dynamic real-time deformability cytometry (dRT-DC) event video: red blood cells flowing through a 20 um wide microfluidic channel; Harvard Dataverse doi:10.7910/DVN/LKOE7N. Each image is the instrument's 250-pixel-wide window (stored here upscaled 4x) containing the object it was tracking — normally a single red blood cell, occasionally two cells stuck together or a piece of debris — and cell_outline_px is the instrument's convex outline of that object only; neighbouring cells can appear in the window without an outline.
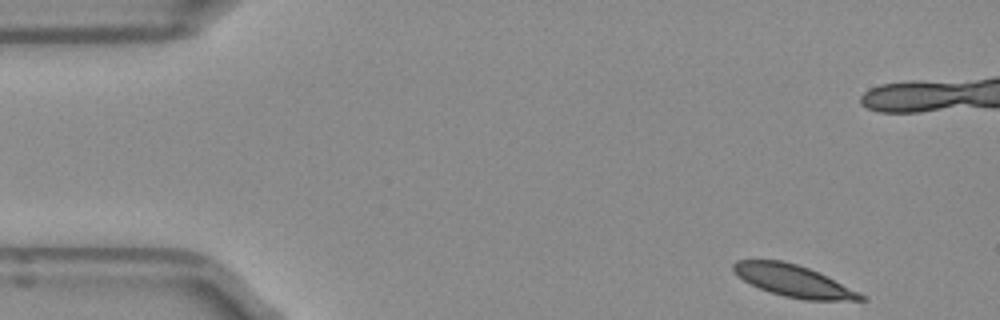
{"species": "Egyptian fruit bat (a non-hibernating species)", "species_latin": "Rousettus aegyptiacus", "temperature_condition": "room temperature", "stored_images_in_passage": 49, "camera_frame_rate_fps": 3000, "um_per_image_px": 0.085, "frame": {"image": 1, "passage_image": 1, "time_ms": 0.0, "image_size_px": [1000, 320], "cell_outline_px": [[868, 300], [804, 300], [784, 296], [760, 288], [736, 276], [732, 268], [732, 264], [736, 260], [780, 260], [796, 264], [820, 272], [828, 276], [864, 296]], "centroid_in_image_um": [67.41, 23.86], "position_along_channel_um": 17.6, "area_um2": 23.35}}
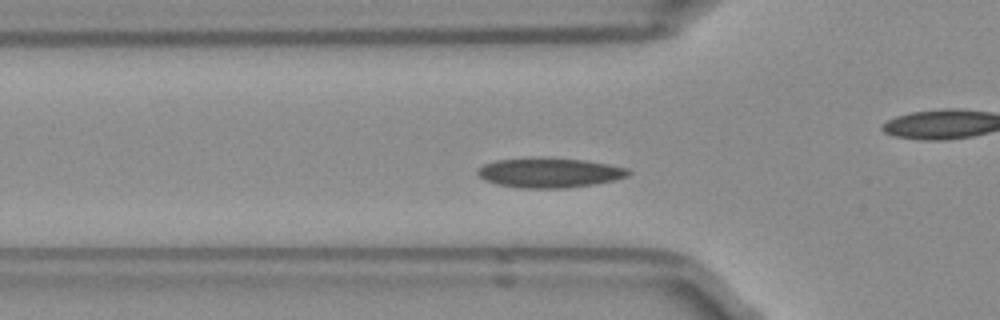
{"frame": {"image": 2, "passage_image": 13, "time_ms": 4.0, "image_size_px": [1000, 320], "cell_outline_px": [[632, 172], [628, 176], [616, 180], [596, 184], [564, 188], [520, 188], [496, 184], [484, 180], [476, 172], [484, 164], [496, 160], [584, 160], [608, 164], [628, 168]], "centroid_in_image_um": [46.77, 14.73], "position_along_channel_um": 79.0, "area_um2": 25.26}}
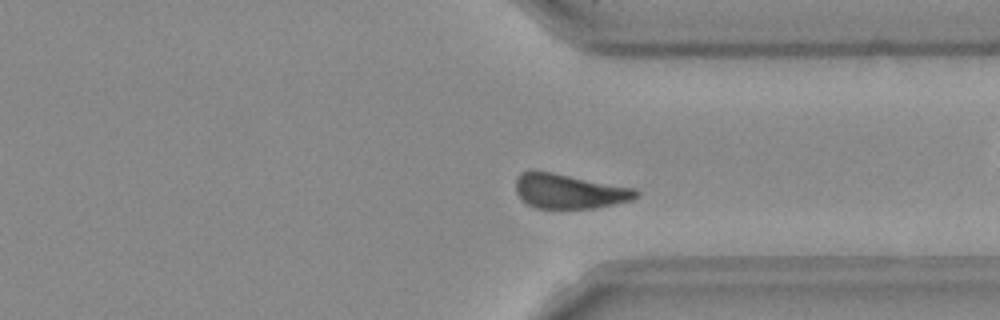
{"frame": {"image": 3, "passage_image": 35, "time_ms": 11.333, "image_size_px": [1000, 320], "cell_outline_px": [[640, 196], [632, 200], [592, 208], [536, 208], [528, 204], [516, 192], [516, 176], [520, 172], [552, 172], [636, 188], [640, 192]], "centroid_in_image_um": [48.43, 16.25], "position_along_channel_um": 363.0, "area_um2": 24.1}, "authors_computed_cell_mechanics": {"area_um2": 24.6228, "velocity_mm_per_s": 3.8677, "shape_relaxation_time_tau1_ms": 4.4626, "shape_relaxation_time_tau2_ms": 3.0966, "deformation_change_tau1": 0.1187, "deformation_change_tau2": 0.0755}}